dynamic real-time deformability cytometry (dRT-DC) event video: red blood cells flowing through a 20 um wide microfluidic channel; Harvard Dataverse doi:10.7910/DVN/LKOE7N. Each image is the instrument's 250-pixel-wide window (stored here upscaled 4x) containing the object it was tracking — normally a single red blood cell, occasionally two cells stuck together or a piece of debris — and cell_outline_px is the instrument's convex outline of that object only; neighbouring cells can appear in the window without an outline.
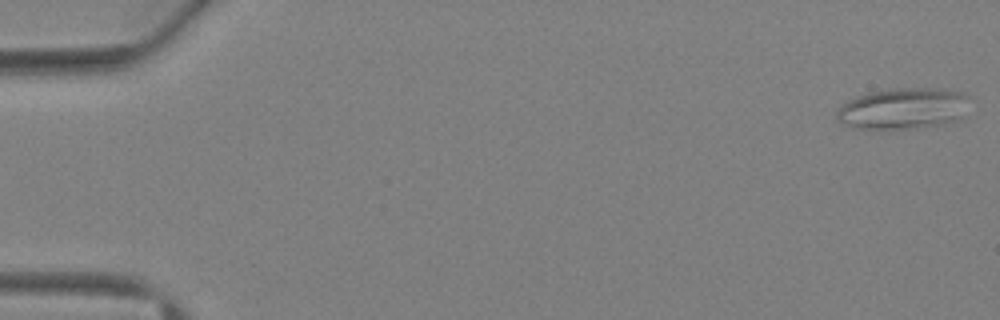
{"species": "Egyptian fruit bat (a non-hibernating species)", "species_latin": "Rousettus aegyptiacus", "temperature_condition": "warm", "stored_images_in_passage": 5, "camera_frame_rate_fps": 3000, "um_per_image_px": 0.085, "animal": {"sex": "female"}, "frame": {"image": 1, "passage_image": 1, "time_ms": 0.0, "image_size_px": [1000, 320], "cell_outline_px": [[968, 96], [960, 120], [944, 124], [912, 128], [856, 128], [844, 124], [836, 120], [836, 112], [848, 100], [856, 96], [868, 92], [892, 88], [944, 88], [964, 92]], "centroid_in_image_um": [76.76, 9.2], "position_along_channel_um": 8.2, "area_um2": 31.85}}